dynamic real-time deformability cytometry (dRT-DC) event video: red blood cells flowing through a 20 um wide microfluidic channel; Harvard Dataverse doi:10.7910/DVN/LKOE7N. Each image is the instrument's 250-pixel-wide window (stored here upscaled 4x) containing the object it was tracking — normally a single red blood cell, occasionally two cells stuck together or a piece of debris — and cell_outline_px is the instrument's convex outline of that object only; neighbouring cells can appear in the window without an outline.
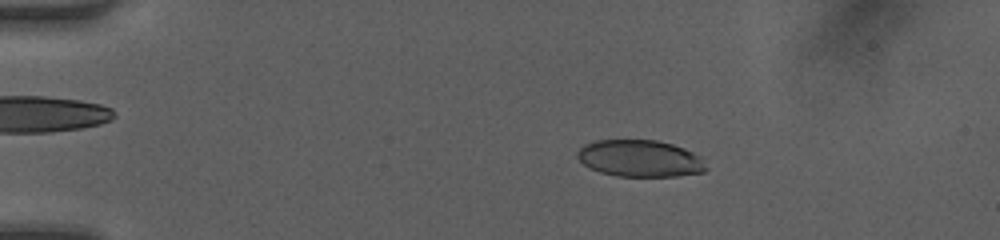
{"species": "human", "species_latin": "Homo sapiens", "temperature_condition": "room temperature", "stored_images_in_passage": 48, "camera_frame_rate_fps": 3000, "um_per_image_px": 0.085, "donor": {"sex": "female"}, "frame": {"image": 1, "passage_image": 9, "time_ms": 2.667, "image_size_px": [1000, 240], "cell_outline_px": [[708, 168], [704, 172], [676, 176], [616, 176], [600, 172], [588, 168], [576, 156], [576, 152], [584, 144], [596, 140], [656, 140], [672, 144], [684, 148], [700, 156]], "centroid_in_image_um": [54.38, 13.47], "position_along_channel_um": 30.6, "area_um2": 27.74}}
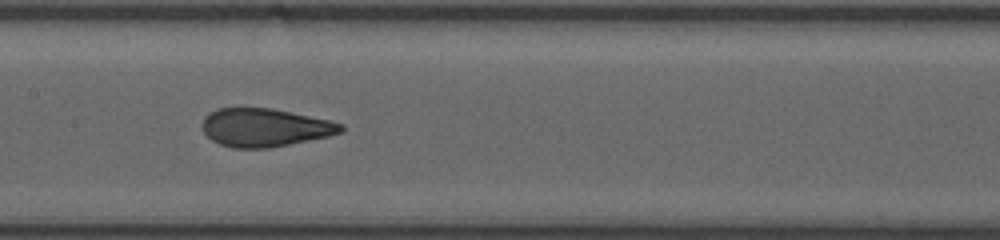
{"frame": {"image": 2, "passage_image": 25, "time_ms": 8.0, "image_size_px": [1000, 240], "cell_outline_px": [[344, 128], [340, 132], [328, 136], [268, 148], [232, 148], [220, 144], [212, 140], [204, 132], [204, 116], [220, 108], [272, 108], [328, 120], [344, 124]], "centroid_in_image_um": [22.51, 10.84], "position_along_channel_um": 184.9, "area_um2": 30.4}}
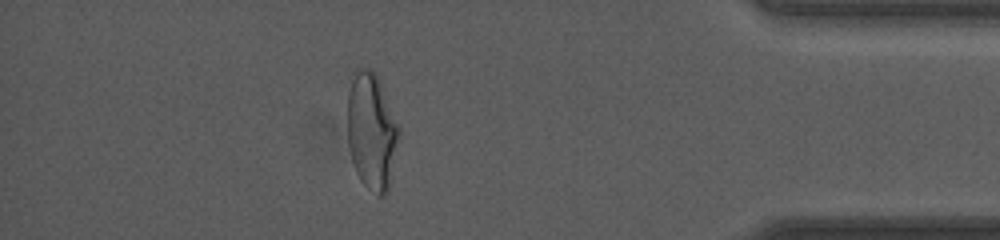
{"frame": {"image": 3, "passage_image": 43, "time_ms": 14.0, "image_size_px": [1000, 240], "cell_outline_px": [[400, 140], [388, 192], [384, 196], [380, 196], [364, 184], [360, 180], [356, 172], [352, 160], [348, 144], [348, 92], [356, 68], [368, 68], [376, 72], [380, 80], [400, 124]], "centroid_in_image_um": [31.63, 11.14], "position_along_channel_um": 403.6, "area_um2": 35.66}, "authors_computed_cell_mechanics": {"area_um2": 31.0386, "velocity_mm_per_s": 4.232, "shape_relaxation_time_tau1_ms": 7.0478, "shape_relaxation_time_tau2_ms": 0.7782, "deformation_change_tau1": 0.2231, "deformation_change_tau2": 0.0632}}